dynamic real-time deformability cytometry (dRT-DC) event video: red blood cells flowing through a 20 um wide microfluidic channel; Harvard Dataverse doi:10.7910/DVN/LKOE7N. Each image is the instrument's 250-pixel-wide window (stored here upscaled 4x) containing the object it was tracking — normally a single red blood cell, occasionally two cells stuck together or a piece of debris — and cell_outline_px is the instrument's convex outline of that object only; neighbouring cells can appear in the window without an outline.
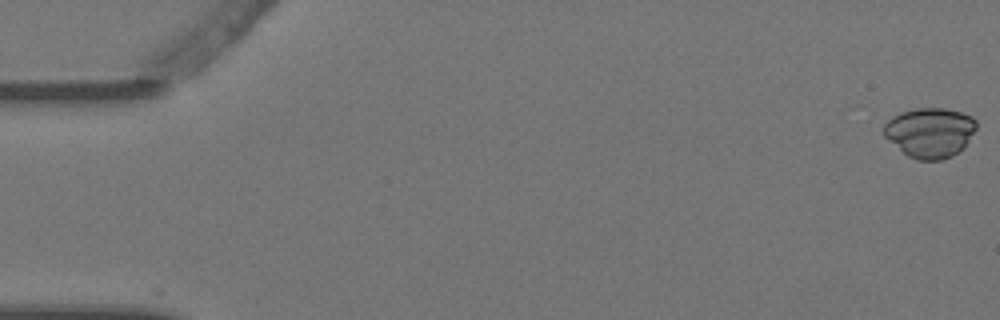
{"species": "Egyptian fruit bat (a non-hibernating species)", "species_latin": "Rousettus aegyptiacus", "temperature_condition": "warm", "stored_images_in_passage": 5, "camera_frame_rate_fps": 3000, "um_per_image_px": 0.085, "animal": {"sex": "female"}, "frame": {"image": 1, "passage_image": 1, "time_ms": 0.0, "image_size_px": [1000, 320], "cell_outline_px": [[976, 128], [964, 148], [952, 156], [940, 160], [916, 160], [908, 156], [884, 136], [884, 124], [892, 116], [900, 112], [916, 108], [944, 108], [960, 112], [972, 116], [976, 120]], "centroid_in_image_um": [79.05, 11.26], "position_along_channel_um": 5.9, "area_um2": 26.93}}
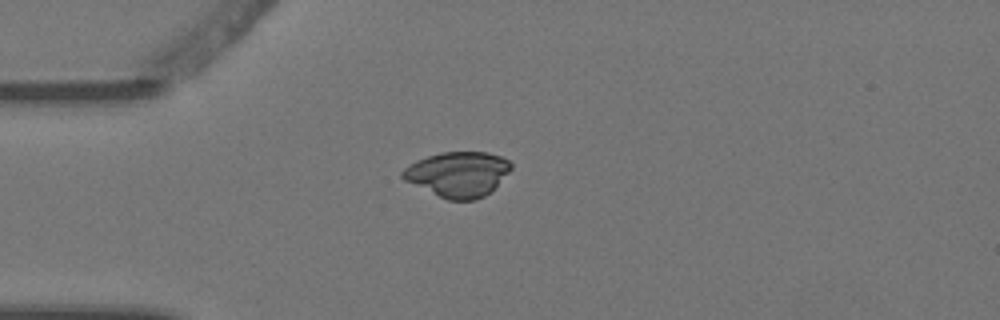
{"frame": {"image": 2, "passage_image": 5, "time_ms": 1.333, "image_size_px": [1000, 320], "cell_outline_px": [[512, 168], [484, 196], [476, 200], [448, 200], [404, 180], [400, 176], [400, 172], [404, 168], [416, 160], [440, 152], [488, 152], [500, 156], [508, 160], [512, 164]], "centroid_in_image_um": [38.89, 14.79], "position_along_channel_um": 46.1, "area_um2": 28.21}}